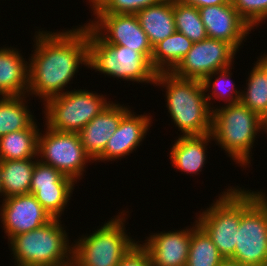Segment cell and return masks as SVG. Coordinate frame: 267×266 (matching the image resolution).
<instances>
[{
  "label": "cell",
  "mask_w": 267,
  "mask_h": 266,
  "mask_svg": "<svg viewBox=\"0 0 267 266\" xmlns=\"http://www.w3.org/2000/svg\"><path fill=\"white\" fill-rule=\"evenodd\" d=\"M219 266H242L238 261L233 259H224Z\"/></svg>",
  "instance_id": "36"
},
{
  "label": "cell",
  "mask_w": 267,
  "mask_h": 266,
  "mask_svg": "<svg viewBox=\"0 0 267 266\" xmlns=\"http://www.w3.org/2000/svg\"><path fill=\"white\" fill-rule=\"evenodd\" d=\"M0 203L1 228L4 239L8 241L15 235L38 229L53 219L30 193L6 197Z\"/></svg>",
  "instance_id": "14"
},
{
  "label": "cell",
  "mask_w": 267,
  "mask_h": 266,
  "mask_svg": "<svg viewBox=\"0 0 267 266\" xmlns=\"http://www.w3.org/2000/svg\"><path fill=\"white\" fill-rule=\"evenodd\" d=\"M40 266V265H39ZM56 266H72V265H56Z\"/></svg>",
  "instance_id": "40"
},
{
  "label": "cell",
  "mask_w": 267,
  "mask_h": 266,
  "mask_svg": "<svg viewBox=\"0 0 267 266\" xmlns=\"http://www.w3.org/2000/svg\"><path fill=\"white\" fill-rule=\"evenodd\" d=\"M234 67L233 65L215 71L202 80L205 95L212 111L223 105L240 102L242 88L236 87L235 80H232Z\"/></svg>",
  "instance_id": "23"
},
{
  "label": "cell",
  "mask_w": 267,
  "mask_h": 266,
  "mask_svg": "<svg viewBox=\"0 0 267 266\" xmlns=\"http://www.w3.org/2000/svg\"><path fill=\"white\" fill-rule=\"evenodd\" d=\"M78 88L49 98L42 104V119L48 128L79 133L114 100L107 93Z\"/></svg>",
  "instance_id": "8"
},
{
  "label": "cell",
  "mask_w": 267,
  "mask_h": 266,
  "mask_svg": "<svg viewBox=\"0 0 267 266\" xmlns=\"http://www.w3.org/2000/svg\"><path fill=\"white\" fill-rule=\"evenodd\" d=\"M178 1L184 4L193 5L198 9L201 7L227 4L230 2V0H178Z\"/></svg>",
  "instance_id": "34"
},
{
  "label": "cell",
  "mask_w": 267,
  "mask_h": 266,
  "mask_svg": "<svg viewBox=\"0 0 267 266\" xmlns=\"http://www.w3.org/2000/svg\"><path fill=\"white\" fill-rule=\"evenodd\" d=\"M175 137L173 141L171 140L170 150L167 148L171 167L181 172V174L186 173L185 175L187 176L189 174L190 177L197 176L198 174L203 175L200 172L204 171L205 165L207 162L209 163V155L207 153H209L210 146L214 144L211 134Z\"/></svg>",
  "instance_id": "18"
},
{
  "label": "cell",
  "mask_w": 267,
  "mask_h": 266,
  "mask_svg": "<svg viewBox=\"0 0 267 266\" xmlns=\"http://www.w3.org/2000/svg\"><path fill=\"white\" fill-rule=\"evenodd\" d=\"M191 225L171 230L150 231L139 242L147 250L152 266H186L191 241V232L198 225L196 218Z\"/></svg>",
  "instance_id": "15"
},
{
  "label": "cell",
  "mask_w": 267,
  "mask_h": 266,
  "mask_svg": "<svg viewBox=\"0 0 267 266\" xmlns=\"http://www.w3.org/2000/svg\"><path fill=\"white\" fill-rule=\"evenodd\" d=\"M263 125L264 119L241 102L220 106L212 111L213 147L217 145L223 150L232 165L236 164L234 167L238 165L241 170H250L258 139L261 134V138L265 136Z\"/></svg>",
  "instance_id": "3"
},
{
  "label": "cell",
  "mask_w": 267,
  "mask_h": 266,
  "mask_svg": "<svg viewBox=\"0 0 267 266\" xmlns=\"http://www.w3.org/2000/svg\"><path fill=\"white\" fill-rule=\"evenodd\" d=\"M91 14L94 17L85 22L103 41L129 47L151 60L153 47L135 14Z\"/></svg>",
  "instance_id": "12"
},
{
  "label": "cell",
  "mask_w": 267,
  "mask_h": 266,
  "mask_svg": "<svg viewBox=\"0 0 267 266\" xmlns=\"http://www.w3.org/2000/svg\"><path fill=\"white\" fill-rule=\"evenodd\" d=\"M224 259L211 237L198 224L191 232L186 266H219Z\"/></svg>",
  "instance_id": "27"
},
{
  "label": "cell",
  "mask_w": 267,
  "mask_h": 266,
  "mask_svg": "<svg viewBox=\"0 0 267 266\" xmlns=\"http://www.w3.org/2000/svg\"><path fill=\"white\" fill-rule=\"evenodd\" d=\"M8 45V46H7ZM0 45V96H26L29 84V57L19 46ZM25 57V58H24Z\"/></svg>",
  "instance_id": "19"
},
{
  "label": "cell",
  "mask_w": 267,
  "mask_h": 266,
  "mask_svg": "<svg viewBox=\"0 0 267 266\" xmlns=\"http://www.w3.org/2000/svg\"><path fill=\"white\" fill-rule=\"evenodd\" d=\"M263 266H267V257L265 258V261L263 263Z\"/></svg>",
  "instance_id": "39"
},
{
  "label": "cell",
  "mask_w": 267,
  "mask_h": 266,
  "mask_svg": "<svg viewBox=\"0 0 267 266\" xmlns=\"http://www.w3.org/2000/svg\"><path fill=\"white\" fill-rule=\"evenodd\" d=\"M193 42L181 32L175 31L171 36L153 47L151 65L157 72H171L192 48Z\"/></svg>",
  "instance_id": "25"
},
{
  "label": "cell",
  "mask_w": 267,
  "mask_h": 266,
  "mask_svg": "<svg viewBox=\"0 0 267 266\" xmlns=\"http://www.w3.org/2000/svg\"><path fill=\"white\" fill-rule=\"evenodd\" d=\"M116 101H111L78 133L84 150L93 161L104 152L121 119L133 108L129 103Z\"/></svg>",
  "instance_id": "17"
},
{
  "label": "cell",
  "mask_w": 267,
  "mask_h": 266,
  "mask_svg": "<svg viewBox=\"0 0 267 266\" xmlns=\"http://www.w3.org/2000/svg\"><path fill=\"white\" fill-rule=\"evenodd\" d=\"M153 87L164 92L167 117L178 136H201L211 132L212 110L202 81L182 79L171 72L157 73ZM163 88V89H162Z\"/></svg>",
  "instance_id": "2"
},
{
  "label": "cell",
  "mask_w": 267,
  "mask_h": 266,
  "mask_svg": "<svg viewBox=\"0 0 267 266\" xmlns=\"http://www.w3.org/2000/svg\"><path fill=\"white\" fill-rule=\"evenodd\" d=\"M64 219L47 224L7 241L13 266L72 265L73 242ZM71 237V238H70Z\"/></svg>",
  "instance_id": "5"
},
{
  "label": "cell",
  "mask_w": 267,
  "mask_h": 266,
  "mask_svg": "<svg viewBox=\"0 0 267 266\" xmlns=\"http://www.w3.org/2000/svg\"><path fill=\"white\" fill-rule=\"evenodd\" d=\"M135 15L152 47L176 31L174 0H161L157 4L140 10Z\"/></svg>",
  "instance_id": "20"
},
{
  "label": "cell",
  "mask_w": 267,
  "mask_h": 266,
  "mask_svg": "<svg viewBox=\"0 0 267 266\" xmlns=\"http://www.w3.org/2000/svg\"><path fill=\"white\" fill-rule=\"evenodd\" d=\"M238 52L230 43L206 38L193 43L192 48L179 64L171 71L174 76L182 79L202 81L215 71L235 65Z\"/></svg>",
  "instance_id": "11"
},
{
  "label": "cell",
  "mask_w": 267,
  "mask_h": 266,
  "mask_svg": "<svg viewBox=\"0 0 267 266\" xmlns=\"http://www.w3.org/2000/svg\"><path fill=\"white\" fill-rule=\"evenodd\" d=\"M238 14L254 30L267 27V0H230ZM261 24V25H260Z\"/></svg>",
  "instance_id": "32"
},
{
  "label": "cell",
  "mask_w": 267,
  "mask_h": 266,
  "mask_svg": "<svg viewBox=\"0 0 267 266\" xmlns=\"http://www.w3.org/2000/svg\"><path fill=\"white\" fill-rule=\"evenodd\" d=\"M36 121L30 128L10 132L0 137V160L37 158L38 136L41 129Z\"/></svg>",
  "instance_id": "24"
},
{
  "label": "cell",
  "mask_w": 267,
  "mask_h": 266,
  "mask_svg": "<svg viewBox=\"0 0 267 266\" xmlns=\"http://www.w3.org/2000/svg\"><path fill=\"white\" fill-rule=\"evenodd\" d=\"M2 198V185H1V166H0V201Z\"/></svg>",
  "instance_id": "38"
},
{
  "label": "cell",
  "mask_w": 267,
  "mask_h": 266,
  "mask_svg": "<svg viewBox=\"0 0 267 266\" xmlns=\"http://www.w3.org/2000/svg\"><path fill=\"white\" fill-rule=\"evenodd\" d=\"M88 69L120 83L154 85L157 72L139 51L103 41L87 24ZM121 80V81H120ZM141 83V84H140Z\"/></svg>",
  "instance_id": "6"
},
{
  "label": "cell",
  "mask_w": 267,
  "mask_h": 266,
  "mask_svg": "<svg viewBox=\"0 0 267 266\" xmlns=\"http://www.w3.org/2000/svg\"><path fill=\"white\" fill-rule=\"evenodd\" d=\"M223 190V191H222ZM194 215L225 259H233L241 219V186L229 184Z\"/></svg>",
  "instance_id": "9"
},
{
  "label": "cell",
  "mask_w": 267,
  "mask_h": 266,
  "mask_svg": "<svg viewBox=\"0 0 267 266\" xmlns=\"http://www.w3.org/2000/svg\"><path fill=\"white\" fill-rule=\"evenodd\" d=\"M263 134H265L266 136L263 137L262 139L267 138V117L264 119ZM266 140H267V139H266Z\"/></svg>",
  "instance_id": "37"
},
{
  "label": "cell",
  "mask_w": 267,
  "mask_h": 266,
  "mask_svg": "<svg viewBox=\"0 0 267 266\" xmlns=\"http://www.w3.org/2000/svg\"><path fill=\"white\" fill-rule=\"evenodd\" d=\"M267 191L241 185V219L233 260L263 266L267 257Z\"/></svg>",
  "instance_id": "7"
},
{
  "label": "cell",
  "mask_w": 267,
  "mask_h": 266,
  "mask_svg": "<svg viewBox=\"0 0 267 266\" xmlns=\"http://www.w3.org/2000/svg\"><path fill=\"white\" fill-rule=\"evenodd\" d=\"M129 211V208L120 210L99 223L94 231L89 229V232L79 233L78 238H73L72 266H118L139 242V238L136 239L126 228L128 219L132 218L129 215L133 210Z\"/></svg>",
  "instance_id": "4"
},
{
  "label": "cell",
  "mask_w": 267,
  "mask_h": 266,
  "mask_svg": "<svg viewBox=\"0 0 267 266\" xmlns=\"http://www.w3.org/2000/svg\"><path fill=\"white\" fill-rule=\"evenodd\" d=\"M85 0H83L84 2ZM161 0H86L90 13L136 14Z\"/></svg>",
  "instance_id": "30"
},
{
  "label": "cell",
  "mask_w": 267,
  "mask_h": 266,
  "mask_svg": "<svg viewBox=\"0 0 267 266\" xmlns=\"http://www.w3.org/2000/svg\"><path fill=\"white\" fill-rule=\"evenodd\" d=\"M30 98L29 95L0 96V137L30 128L37 121L34 110L30 109L33 100Z\"/></svg>",
  "instance_id": "21"
},
{
  "label": "cell",
  "mask_w": 267,
  "mask_h": 266,
  "mask_svg": "<svg viewBox=\"0 0 267 266\" xmlns=\"http://www.w3.org/2000/svg\"><path fill=\"white\" fill-rule=\"evenodd\" d=\"M263 51H261L260 54L258 53L259 56L255 57L256 61L254 62L266 73L267 76V51L266 50Z\"/></svg>",
  "instance_id": "35"
},
{
  "label": "cell",
  "mask_w": 267,
  "mask_h": 266,
  "mask_svg": "<svg viewBox=\"0 0 267 266\" xmlns=\"http://www.w3.org/2000/svg\"><path fill=\"white\" fill-rule=\"evenodd\" d=\"M71 178L63 175L56 168L37 160L32 173L30 190H40L47 187H76Z\"/></svg>",
  "instance_id": "31"
},
{
  "label": "cell",
  "mask_w": 267,
  "mask_h": 266,
  "mask_svg": "<svg viewBox=\"0 0 267 266\" xmlns=\"http://www.w3.org/2000/svg\"><path fill=\"white\" fill-rule=\"evenodd\" d=\"M252 64L246 75V82L240 85L243 86L240 102L265 119L267 117V76L255 62Z\"/></svg>",
  "instance_id": "26"
},
{
  "label": "cell",
  "mask_w": 267,
  "mask_h": 266,
  "mask_svg": "<svg viewBox=\"0 0 267 266\" xmlns=\"http://www.w3.org/2000/svg\"><path fill=\"white\" fill-rule=\"evenodd\" d=\"M38 158L0 160L2 199L29 194L32 173Z\"/></svg>",
  "instance_id": "22"
},
{
  "label": "cell",
  "mask_w": 267,
  "mask_h": 266,
  "mask_svg": "<svg viewBox=\"0 0 267 266\" xmlns=\"http://www.w3.org/2000/svg\"><path fill=\"white\" fill-rule=\"evenodd\" d=\"M42 126L44 129L41 128L38 136V160L80 183L94 161L84 150L79 134L50 129L44 123Z\"/></svg>",
  "instance_id": "10"
},
{
  "label": "cell",
  "mask_w": 267,
  "mask_h": 266,
  "mask_svg": "<svg viewBox=\"0 0 267 266\" xmlns=\"http://www.w3.org/2000/svg\"><path fill=\"white\" fill-rule=\"evenodd\" d=\"M118 266H152L147 250L138 242L123 257Z\"/></svg>",
  "instance_id": "33"
},
{
  "label": "cell",
  "mask_w": 267,
  "mask_h": 266,
  "mask_svg": "<svg viewBox=\"0 0 267 266\" xmlns=\"http://www.w3.org/2000/svg\"><path fill=\"white\" fill-rule=\"evenodd\" d=\"M199 12L208 38L224 40L238 52L244 47V42H251L249 38L253 35L249 34H254L255 30L238 14L231 1L227 4L201 7Z\"/></svg>",
  "instance_id": "16"
},
{
  "label": "cell",
  "mask_w": 267,
  "mask_h": 266,
  "mask_svg": "<svg viewBox=\"0 0 267 266\" xmlns=\"http://www.w3.org/2000/svg\"><path fill=\"white\" fill-rule=\"evenodd\" d=\"M76 187H47L40 190H30L41 206L52 218H60L65 215V211L71 203L72 195Z\"/></svg>",
  "instance_id": "29"
},
{
  "label": "cell",
  "mask_w": 267,
  "mask_h": 266,
  "mask_svg": "<svg viewBox=\"0 0 267 266\" xmlns=\"http://www.w3.org/2000/svg\"><path fill=\"white\" fill-rule=\"evenodd\" d=\"M174 21L176 31L184 34L193 43L208 38L199 9L195 6L174 0Z\"/></svg>",
  "instance_id": "28"
},
{
  "label": "cell",
  "mask_w": 267,
  "mask_h": 266,
  "mask_svg": "<svg viewBox=\"0 0 267 266\" xmlns=\"http://www.w3.org/2000/svg\"><path fill=\"white\" fill-rule=\"evenodd\" d=\"M36 28L34 34L31 31L33 50L28 52V95L42 107L49 98L72 90L82 66L88 69V33L84 22L59 31Z\"/></svg>",
  "instance_id": "1"
},
{
  "label": "cell",
  "mask_w": 267,
  "mask_h": 266,
  "mask_svg": "<svg viewBox=\"0 0 267 266\" xmlns=\"http://www.w3.org/2000/svg\"><path fill=\"white\" fill-rule=\"evenodd\" d=\"M154 116L151 113H136L131 109L120 121L116 132L107 142L104 152L94 161L97 163L107 162L112 164L130 157L134 154L143 142L146 140L148 133H151L153 127ZM153 119V120H152ZM150 130V131H149Z\"/></svg>",
  "instance_id": "13"
}]
</instances>
